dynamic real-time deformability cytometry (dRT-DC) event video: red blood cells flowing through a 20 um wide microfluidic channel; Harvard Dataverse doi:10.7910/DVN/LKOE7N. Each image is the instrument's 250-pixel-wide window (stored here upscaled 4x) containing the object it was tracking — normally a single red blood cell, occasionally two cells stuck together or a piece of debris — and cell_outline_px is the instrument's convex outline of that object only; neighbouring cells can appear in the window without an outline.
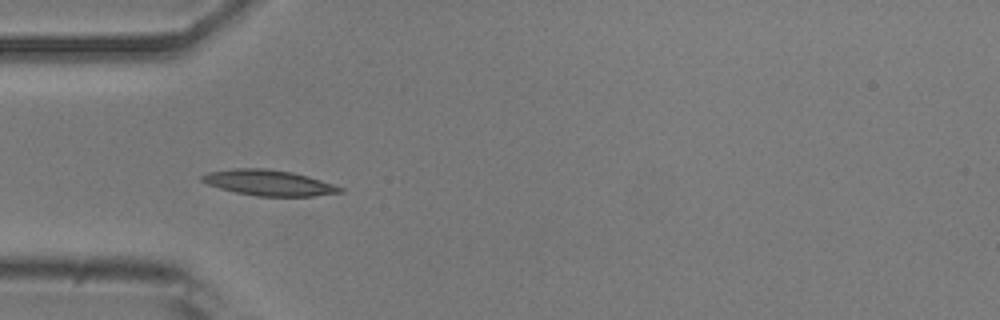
{"species": "common noctule bat (a hibernating species)", "species_latin": "Nyctalus noctula", "temperature_condition": "room temperature", "stored_images_in_passage": 5, "camera_frame_rate_fps": 3000, "um_per_image_px": 0.085, "animal": {"sex": "male", "body_mass_g": 20.5, "forearm_length_mm": 52.5}, "frame": {"image": 1, "passage_image": 4, "time_ms": 1.0, "image_size_px": [1000, 320], "cell_outline_px": [[344, 192], [312, 196], [256, 196], [236, 192], [220, 188], [208, 184], [200, 180], [200, 176], [208, 172], [232, 168], [264, 168], [292, 172], [308, 176], [344, 188]], "centroid_in_image_um": [22.83, 15.53], "position_along_channel_um": 62.2, "area_um2": 20.58}}
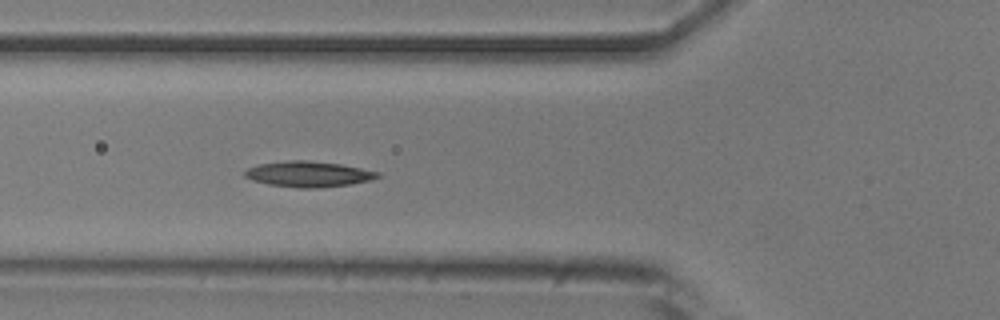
{"frame": {"image": 2, "passage_image": 5, "time_ms": 1.333, "image_size_px": [1000, 320], "cell_outline_px": [[380, 176], [368, 180], [352, 184], [316, 188], [300, 188], [268, 184], [252, 180], [244, 176], [244, 172], [248, 168], [260, 164], [288, 160], [304, 160], [340, 164], [380, 172]], "centroid_in_image_um": [26.2, 14.8], "position_along_channel_um": 99.6, "area_um2": 19.65}}